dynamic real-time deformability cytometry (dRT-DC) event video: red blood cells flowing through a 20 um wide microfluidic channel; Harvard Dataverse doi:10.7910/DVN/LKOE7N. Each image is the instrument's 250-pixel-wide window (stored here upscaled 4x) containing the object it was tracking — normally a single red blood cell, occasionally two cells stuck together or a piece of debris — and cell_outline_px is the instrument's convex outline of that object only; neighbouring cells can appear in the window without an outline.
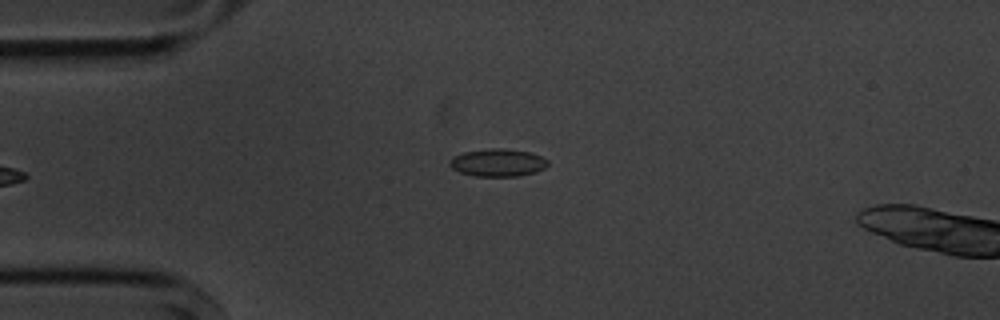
{"species": "common noctule bat (a hibernating species)", "species_latin": "Nyctalus noctula", "temperature_condition": "cold", "stored_images_in_passage": 3, "camera_frame_rate_fps": 3000, "um_per_image_px": 0.085, "animal": {"sex": "male", "body_mass_g": 20.1, "forearm_length_mm": 53.5}, "frame": {"image": 1, "passage_image": 1, "time_ms": 0.0, "image_size_px": [1000, 320], "cell_outline_px": [[548, 164], [544, 168], [536, 172], [516, 176], [476, 176], [460, 172], [452, 168], [448, 164], [452, 156], [464, 152], [492, 148], [504, 148], [528, 152], [540, 156], [548, 160]], "centroid_in_image_um": [42.29, 13.82], "position_along_channel_um": 42.7, "area_um2": 15.72}}
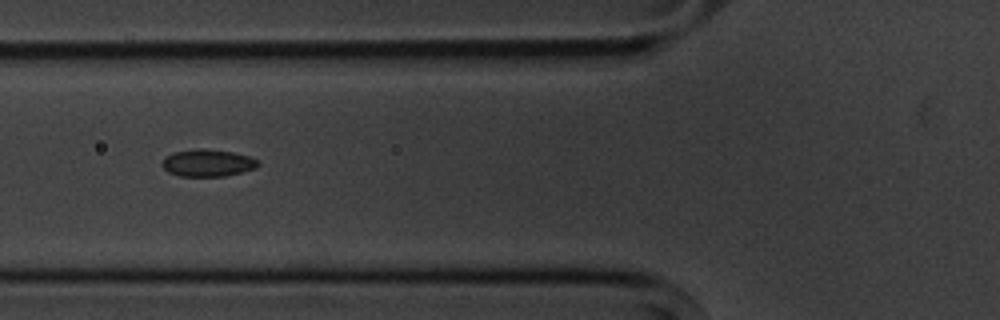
{"frame": {"image": 2, "passage_image": 3, "time_ms": 2.333, "image_size_px": [1000, 320], "cell_outline_px": [[260, 164], [256, 168], [224, 176], [180, 176], [168, 172], [160, 164], [164, 156], [172, 152], [232, 152], [248, 156], [260, 160]], "centroid_in_image_um": [17.65, 13.9], "position_along_channel_um": 108.1, "area_um2": 14.39}}